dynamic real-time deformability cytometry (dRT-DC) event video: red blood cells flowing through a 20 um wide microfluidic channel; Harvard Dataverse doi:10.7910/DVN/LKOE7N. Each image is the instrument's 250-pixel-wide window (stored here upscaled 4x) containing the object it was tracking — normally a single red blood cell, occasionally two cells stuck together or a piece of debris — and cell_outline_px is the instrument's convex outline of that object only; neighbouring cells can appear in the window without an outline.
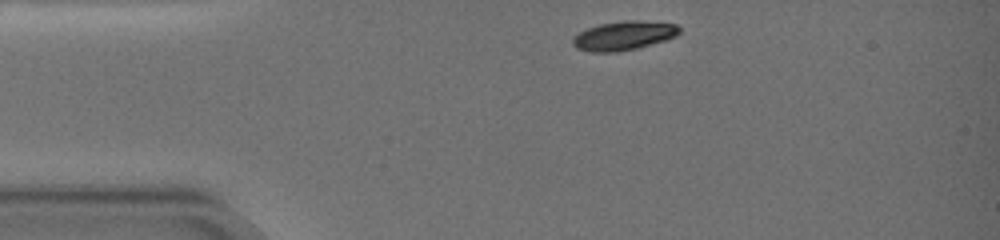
{"species": "common noctule bat (a hibernating species)", "species_latin": "Nyctalus noctula", "temperature_condition": "warm", "stored_images_in_passage": 44, "camera_frame_rate_fps": 3000, "um_per_image_px": 0.085, "animal": {"sex": "female", "body_mass_g": 19.0, "forearm_length_mm": 51.5}, "frame": {"image": 1, "passage_image": 1, "time_ms": 0.0, "image_size_px": [1000, 240], "cell_outline_px": [[680, 32], [676, 36], [664, 40], [636, 48], [620, 52], [592, 52], [576, 48], [572, 44], [572, 36], [588, 28], [600, 24], [624, 20], [640, 20], [676, 24], [680, 28]], "centroid_in_image_um": [52.99, 3.03], "position_along_channel_um": 32.0, "area_um2": 18.03}}
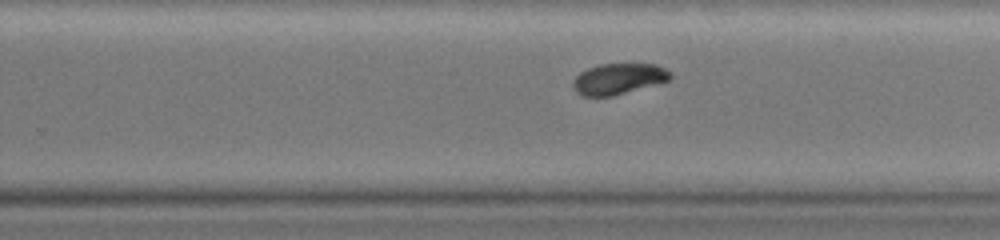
{"frame": {"image": 2, "passage_image": 33, "time_ms": 9.0, "image_size_px": [1000, 240], "cell_outline_px": [[672, 76], [668, 80], [612, 96], [580, 96], [572, 88], [572, 80], [580, 72], [588, 68], [600, 64], [656, 64], [664, 68]], "centroid_in_image_um": [52.49, 6.7], "position_along_channel_um": 277.3, "area_um2": 17.34}}
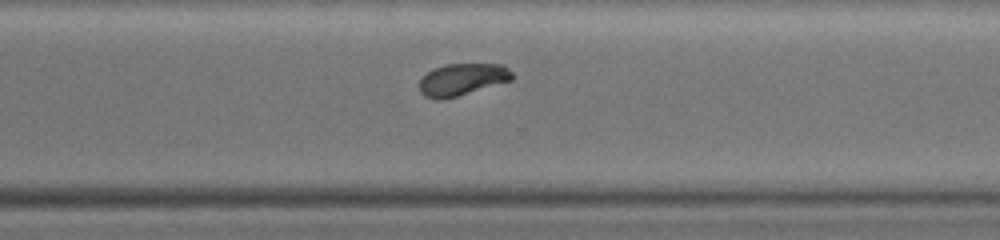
{"frame": {"image": 3, "passage_image": 39, "time_ms": 10.667, "image_size_px": [1000, 240], "cell_outline_px": [[512, 80], [456, 96], [440, 100], [436, 100], [424, 96], [420, 92], [420, 80], [428, 72], [444, 64], [504, 64], [512, 72]], "centroid_in_image_um": [39.29, 6.75], "position_along_channel_um": 331.3, "area_um2": 17.11}}